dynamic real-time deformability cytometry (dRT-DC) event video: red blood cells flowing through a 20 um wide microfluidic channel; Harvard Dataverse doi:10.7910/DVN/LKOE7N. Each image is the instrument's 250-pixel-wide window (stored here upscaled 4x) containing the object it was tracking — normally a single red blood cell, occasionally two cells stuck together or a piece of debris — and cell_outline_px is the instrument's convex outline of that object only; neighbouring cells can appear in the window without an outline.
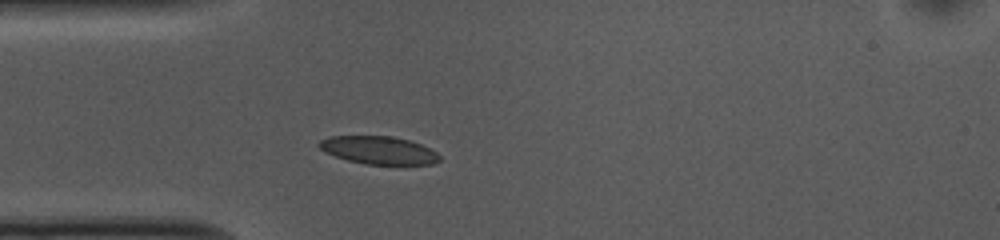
{"species": "common noctule bat (a hibernating species)", "species_latin": "Nyctalus noctula", "temperature_condition": "cold", "stored_images_in_passage": 42, "camera_frame_rate_fps": 3000, "um_per_image_px": 0.085, "animal": {"sex": "female", "body_mass_g": 10.0, "forearm_length_mm": 53.1}, "frame": {"image": 1, "passage_image": 7, "time_ms": 2.0, "image_size_px": [1000, 240], "cell_outline_px": [[440, 160], [432, 164], [364, 164], [348, 160], [324, 152], [316, 144], [320, 140], [328, 136], [392, 136], [408, 140], [432, 148], [440, 156]], "centroid_in_image_um": [32.17, 12.76], "position_along_channel_um": 52.8, "area_um2": 19.59}}
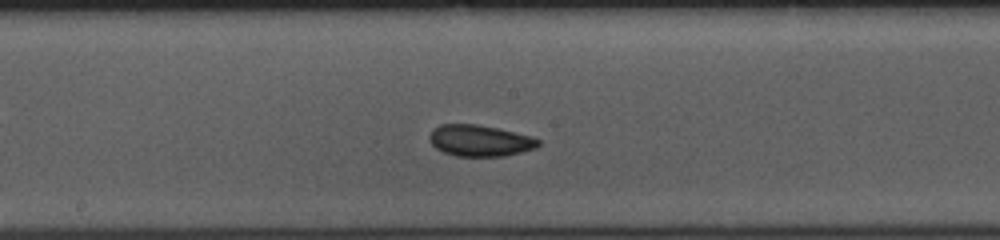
{"frame": {"image": 2, "passage_image": 20, "time_ms": 6.333, "image_size_px": [1000, 240], "cell_outline_px": [[540, 144], [536, 148], [504, 156], [456, 156], [444, 152], [436, 148], [432, 144], [428, 136], [432, 128], [440, 124], [476, 124], [496, 128], [532, 136], [540, 140]], "centroid_in_image_um": [40.77, 11.95], "position_along_channel_um": 207.4, "area_um2": 19.88}}
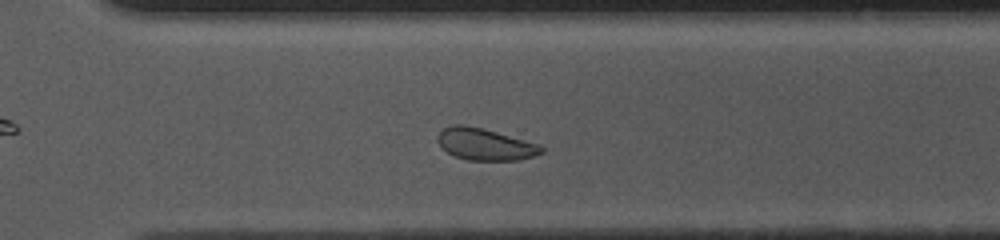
{"frame": {"image": 3, "passage_image": 30, "time_ms": 9.667, "image_size_px": [1000, 240], "cell_outline_px": [[544, 152], [532, 156], [516, 160], [468, 160], [456, 156], [440, 148], [436, 140], [436, 136], [444, 128], [452, 124], [464, 124], [484, 128], [540, 144], [544, 148]], "centroid_in_image_um": [41.2, 12.24], "position_along_channel_um": 329.4, "area_um2": 19.42}, "authors_computed_cell_mechanics": {"area_um2": 19.9988, "velocity_mm_per_s": 3.6674, "shape_relaxation_time_tau1_ms": null, "shape_relaxation_time_tau2_ms": 3.2528, "deformation_change_tau1": null, "deformation_change_tau2": 0.0692}}